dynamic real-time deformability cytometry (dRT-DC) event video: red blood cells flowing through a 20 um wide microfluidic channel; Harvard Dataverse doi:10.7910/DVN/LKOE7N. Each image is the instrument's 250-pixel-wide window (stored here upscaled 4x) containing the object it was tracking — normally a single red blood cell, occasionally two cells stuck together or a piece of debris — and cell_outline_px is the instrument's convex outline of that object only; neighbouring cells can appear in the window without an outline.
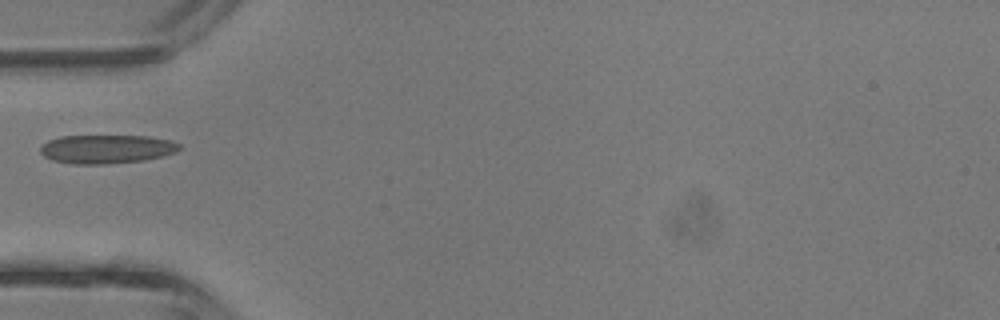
{"species": "common noctule bat (a hibernating species)", "species_latin": "Nyctalus noctula", "temperature_condition": "room temperature", "stored_images_in_passage": 3, "camera_frame_rate_fps": 3000, "um_per_image_px": 0.085, "animal": {"sex": "male", "body_mass_g": 13.3}, "frame": {"image": 1, "passage_image": 3, "time_ms": 0.667, "image_size_px": [1000, 320], "cell_outline_px": [[180, 148], [176, 152], [144, 160], [104, 164], [72, 164], [52, 160], [44, 156], [40, 152], [40, 148], [48, 140], [60, 136], [148, 136], [168, 140], [180, 144]], "centroid_in_image_um": [9.03, 12.67], "position_along_channel_um": 76.0, "area_um2": 23.12}}